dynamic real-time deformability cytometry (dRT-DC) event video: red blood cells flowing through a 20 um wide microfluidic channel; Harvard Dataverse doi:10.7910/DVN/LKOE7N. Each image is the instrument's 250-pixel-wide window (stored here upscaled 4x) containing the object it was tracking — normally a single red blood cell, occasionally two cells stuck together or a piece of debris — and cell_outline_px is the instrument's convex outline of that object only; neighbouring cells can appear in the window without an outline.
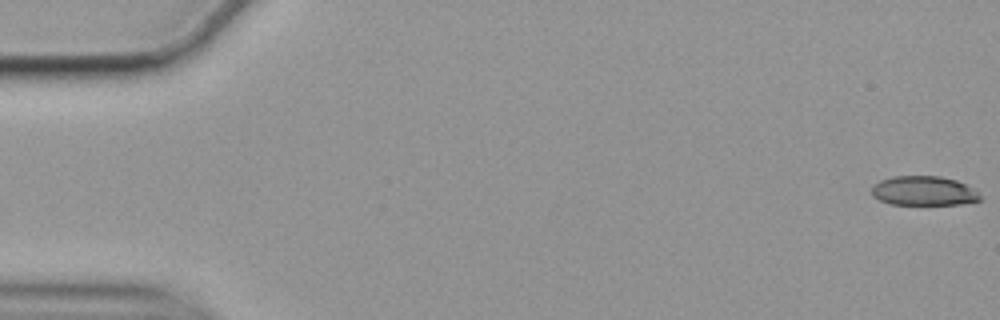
{"species": "common noctule bat (a hibernating species)", "species_latin": "Nyctalus noctula", "temperature_condition": "cold", "stored_images_in_passage": 57, "camera_frame_rate_fps": 3000, "um_per_image_px": 0.085, "animal": {"sex": "female", "body_mass_g": 19.9}, "frame": {"image": 1, "passage_image": 1, "time_ms": 0.0, "image_size_px": [1000, 320], "cell_outline_px": [[980, 200], [960, 204], [892, 204], [880, 200], [872, 196], [872, 184], [880, 180], [892, 176], [940, 176], [956, 180], [972, 188], [980, 196]], "centroid_in_image_um": [78.47, 16.21], "position_along_channel_um": 6.5, "area_um2": 18.44}}
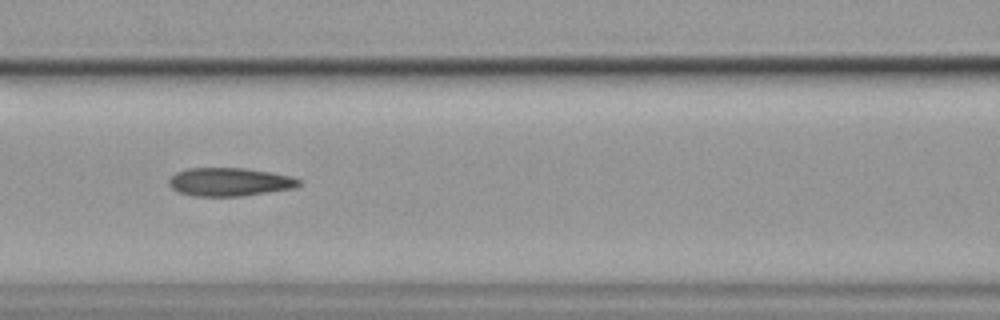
{"frame": {"image": 2, "passage_image": 25, "time_ms": 8.0, "image_size_px": [1000, 320], "cell_outline_px": [[300, 184], [296, 188], [240, 196], [192, 196], [180, 192], [172, 188], [168, 184], [168, 180], [176, 172], [188, 168], [244, 168], [292, 176], [300, 180]], "centroid_in_image_um": [19.5, 15.46], "position_along_channel_um": 147.1, "area_um2": 21.39}}
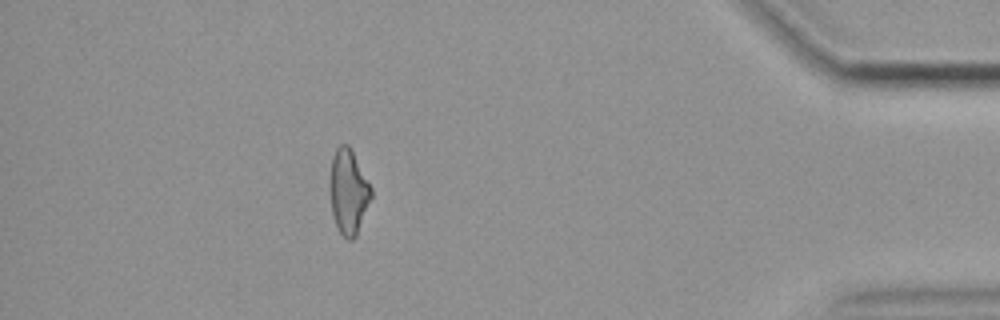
{"frame": {"image": 3, "passage_image": 51, "time_ms": 16.667, "image_size_px": [1000, 320], "cell_outline_px": [[372, 196], [356, 236], [352, 240], [348, 240], [340, 232], [332, 216], [328, 188], [328, 184], [332, 156], [336, 148], [340, 144], [348, 144], [352, 148], [372, 188]], "centroid_in_image_um": [29.59, 16.25], "position_along_channel_um": 405.6, "area_um2": 20.87}, "authors_computed_cell_mechanics": {"area_um2": 21.386, "velocity_mm_per_s": 3.545, "shape_relaxation_time_tau1_ms": null, "shape_relaxation_time_tau2_ms": 3.6613, "deformation_change_tau1": null, "deformation_change_tau2": 0.1217}}